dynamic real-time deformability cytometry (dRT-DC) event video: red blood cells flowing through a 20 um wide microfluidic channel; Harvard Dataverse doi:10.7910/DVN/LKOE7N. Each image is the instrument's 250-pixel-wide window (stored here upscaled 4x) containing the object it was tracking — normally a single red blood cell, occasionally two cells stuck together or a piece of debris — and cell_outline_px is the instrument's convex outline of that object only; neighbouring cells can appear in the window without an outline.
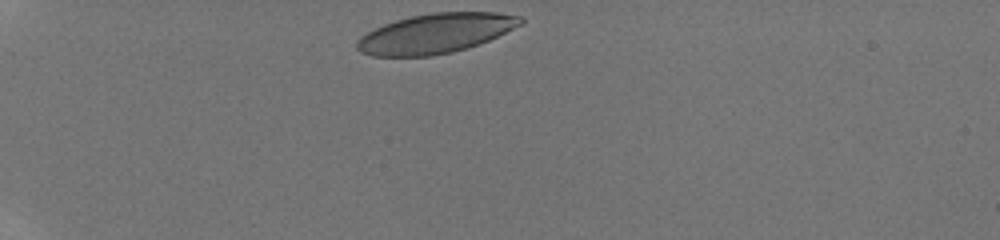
{"species": "human", "species_latin": "Homo sapiens", "temperature_condition": "room temperature", "stored_images_in_passage": 33, "camera_frame_rate_fps": 3000, "um_per_image_px": 0.085, "donor": {"sex": "male"}, "frame": {"image": 1, "passage_image": 1, "time_ms": 0.0, "image_size_px": [1000, 240], "cell_outline_px": [[524, 20], [520, 24], [488, 40], [452, 52], [432, 56], [372, 56], [360, 52], [356, 48], [356, 40], [360, 36], [384, 24], [396, 20], [412, 16], [432, 12], [496, 12], [524, 16]], "centroid_in_image_um": [36.98, 2.83], "position_along_channel_um": 48.0, "area_um2": 37.51}}
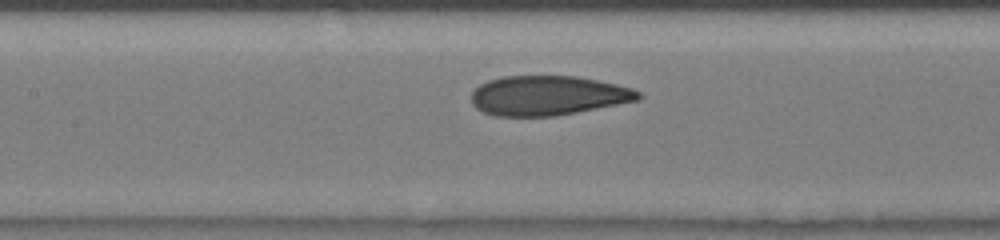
{"frame": {"image": 2, "passage_image": 13, "time_ms": 4.0, "image_size_px": [1000, 240], "cell_outline_px": [[644, 96], [640, 100], [556, 116], [496, 116], [484, 112], [476, 108], [472, 104], [472, 92], [480, 84], [488, 80], [504, 76], [576, 76], [616, 84], [632, 88], [640, 92]], "centroid_in_image_um": [46.59, 8.12], "position_along_channel_um": 160.8, "area_um2": 38.61}}
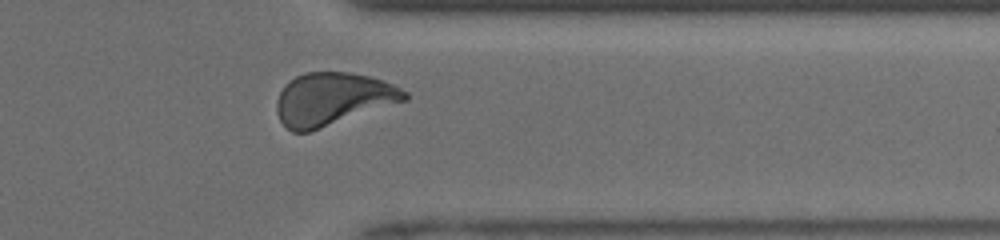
{"frame": {"image": 3, "passage_image": 29, "time_ms": 9.333, "image_size_px": [1000, 240], "cell_outline_px": [[408, 100], [308, 132], [292, 132], [280, 120], [276, 112], [276, 100], [284, 84], [288, 80], [304, 72], [348, 72], [368, 76], [384, 80], [408, 92]], "centroid_in_image_um": [28.27, 8.4], "position_along_channel_um": 383.1, "area_um2": 39.36}, "authors_computed_cell_mechanics": {"area_um2": 38.4948, "velocity_mm_per_s": 4.1764, "shape_relaxation_time_tau1_ms": 5.386, "shape_relaxation_time_tau2_ms": 0.9223, "deformation_change_tau1": 0.1796, "deformation_change_tau2": 0.0738}}